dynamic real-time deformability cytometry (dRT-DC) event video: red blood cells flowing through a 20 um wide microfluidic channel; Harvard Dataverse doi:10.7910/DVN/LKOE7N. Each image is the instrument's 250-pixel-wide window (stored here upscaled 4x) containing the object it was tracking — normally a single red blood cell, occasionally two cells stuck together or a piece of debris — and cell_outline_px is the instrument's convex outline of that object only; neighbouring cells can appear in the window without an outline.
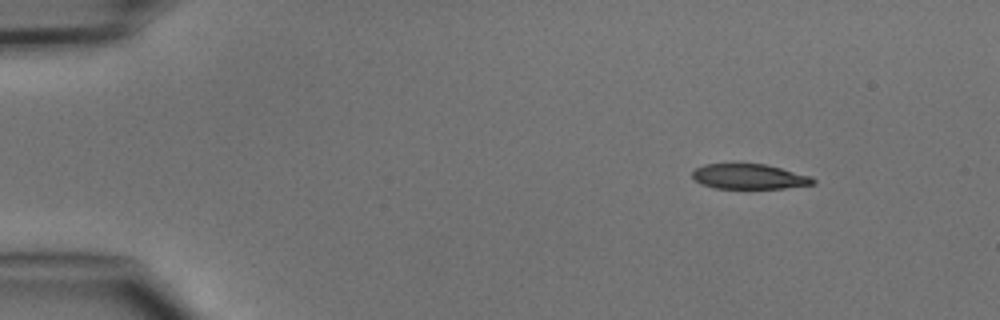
{"species": "common noctule bat (a hibernating species)", "species_latin": "Nyctalus noctula", "temperature_condition": "cold", "stored_images_in_passage": 3, "camera_frame_rate_fps": 3000, "um_per_image_px": 0.085, "animal": {"sex": "male", "body_mass_g": 15.6}, "frame": {"image": 1, "passage_image": 1, "time_ms": 0.0, "image_size_px": [1000, 320], "cell_outline_px": [[816, 184], [784, 188], [716, 188], [700, 184], [692, 176], [692, 172], [696, 168], [704, 164], [764, 164], [812, 176], [816, 180]], "centroid_in_image_um": [63.7, 15.01], "position_along_channel_um": 21.3, "area_um2": 17.57}}